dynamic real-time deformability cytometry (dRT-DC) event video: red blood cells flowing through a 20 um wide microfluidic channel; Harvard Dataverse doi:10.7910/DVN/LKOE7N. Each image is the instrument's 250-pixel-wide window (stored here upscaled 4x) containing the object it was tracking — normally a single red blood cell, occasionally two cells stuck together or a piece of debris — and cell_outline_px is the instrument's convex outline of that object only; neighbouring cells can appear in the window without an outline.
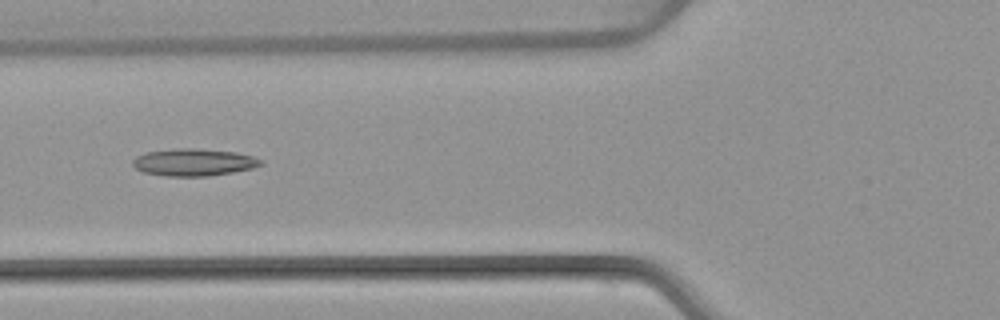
{"species": "common noctule bat (a hibernating species)", "species_latin": "Nyctalus noctula", "temperature_condition": "warm", "stored_images_in_passage": 5, "camera_frame_rate_fps": 3000, "um_per_image_px": 0.085, "animal": {"sex": "female", "body_mass_g": 22.7, "forearm_length_mm": 54.2}, "frame": {"image": 1, "passage_image": 3, "time_ms": 2.667, "image_size_px": [1000, 320], "cell_outline_px": [[264, 164], [252, 168], [232, 172], [208, 176], [164, 176], [144, 172], [136, 168], [132, 164], [132, 160], [136, 156], [148, 152], [172, 148], [196, 148], [236, 152], [252, 156], [264, 160]], "centroid_in_image_um": [16.48, 13.79], "position_along_channel_um": 109.3, "area_um2": 20.4}}
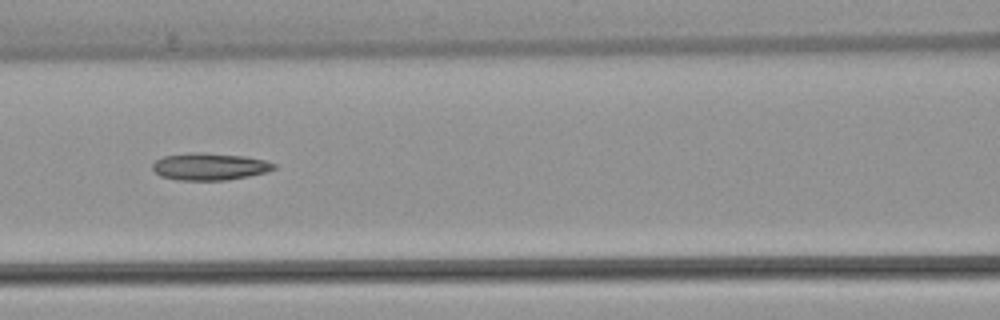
{"frame": {"image": 2, "passage_image": 4, "time_ms": 3.667, "image_size_px": [1000, 320], "cell_outline_px": [[276, 168], [264, 172], [248, 176], [228, 180], [180, 180], [160, 176], [152, 168], [152, 164], [156, 160], [164, 156], [188, 152], [204, 152], [244, 156], [264, 160], [276, 164]], "centroid_in_image_um": [17.8, 14.15], "position_along_channel_um": 148.8, "area_um2": 19.19}}
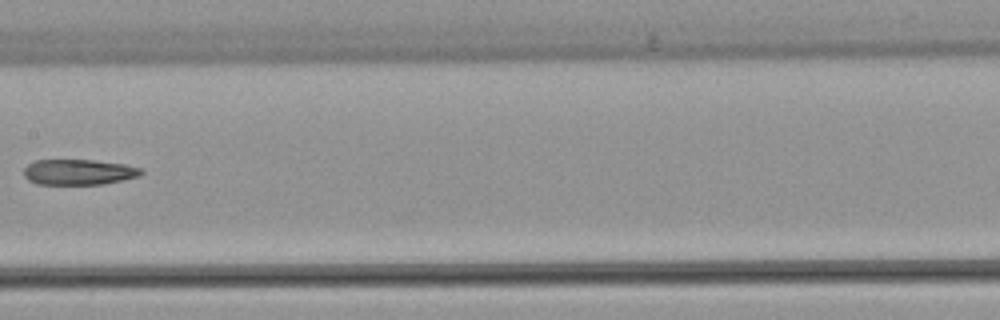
{"frame": {"image": 3, "passage_image": 5, "time_ms": 5.0, "image_size_px": [1000, 320], "cell_outline_px": [[144, 172], [140, 176], [124, 180], [104, 184], [36, 184], [28, 180], [24, 176], [24, 168], [28, 164], [36, 160], [92, 160], [124, 164], [140, 168]], "centroid_in_image_um": [6.69, 14.63], "position_along_channel_um": 200.7, "area_um2": 17.51}}